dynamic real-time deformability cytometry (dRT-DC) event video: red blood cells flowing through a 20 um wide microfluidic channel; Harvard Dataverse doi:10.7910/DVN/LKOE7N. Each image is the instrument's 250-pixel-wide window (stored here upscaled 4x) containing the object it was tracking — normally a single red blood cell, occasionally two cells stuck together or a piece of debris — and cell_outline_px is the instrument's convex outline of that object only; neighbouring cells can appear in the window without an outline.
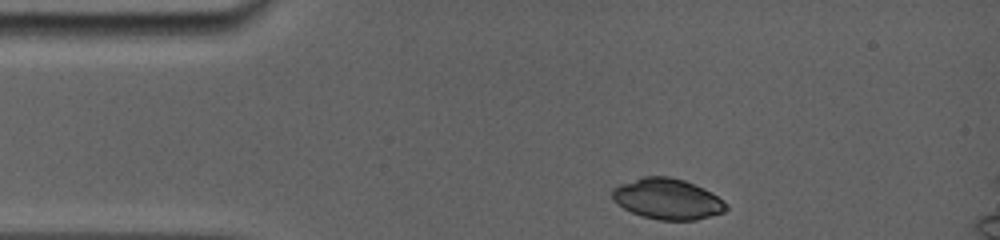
{"species": "common noctule bat (a hibernating species)", "species_latin": "Nyctalus noctula", "temperature_condition": "room temperature", "stored_images_in_passage": 16, "camera_frame_rate_fps": 5000, "um_per_image_px": 0.085, "animal": {"sex": "female", "body_mass_g": 19.0, "forearm_length_mm": 56.7}, "frame": {"image": 1, "passage_image": 1, "time_ms": 0.0, "image_size_px": [1000, 240], "cell_outline_px": [[728, 208], [724, 212], [696, 220], [660, 220], [644, 216], [632, 212], [616, 204], [612, 200], [612, 188], [620, 184], [644, 176], [668, 176], [684, 180], [704, 188], [712, 192], [724, 200], [728, 204]], "centroid_in_image_um": [56.75, 16.91], "position_along_channel_um": 28.3, "area_um2": 27.17}}
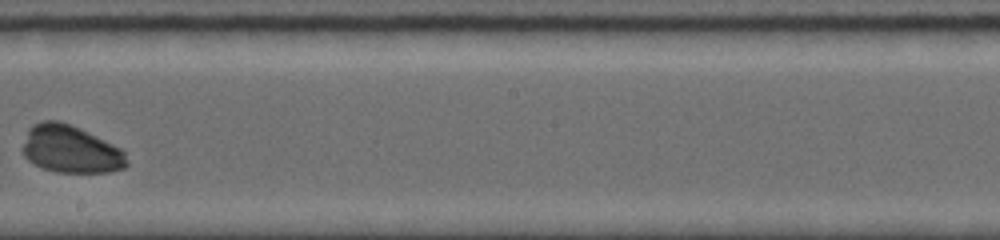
{"frame": {"image": 2, "passage_image": 10, "time_ms": 6.8, "image_size_px": [1000, 240], "cell_outline_px": [[128, 164], [124, 168], [108, 172], [56, 172], [44, 168], [28, 160], [24, 156], [20, 148], [28, 128], [32, 124], [40, 120], [60, 120], [72, 124], [120, 148], [124, 152]], "centroid_in_image_um": [5.95, 12.66], "position_along_channel_um": 242.3, "area_um2": 29.07}}
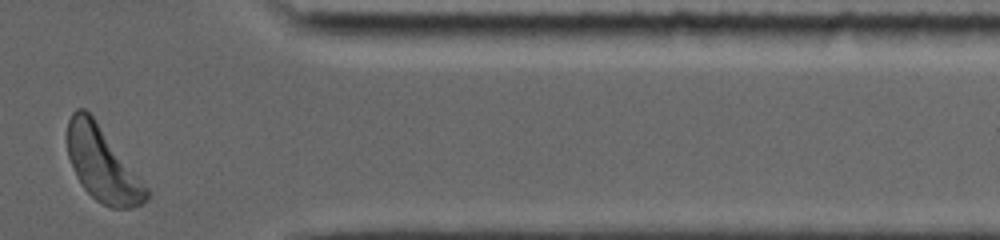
{"frame": {"image": 3, "passage_image": 16, "time_ms": 11.2, "image_size_px": [1000, 240], "cell_outline_px": [[152, 192], [148, 200], [132, 208], [112, 208], [96, 200], [84, 188], [68, 156], [68, 120], [72, 112], [76, 108], [84, 108], [92, 116]], "centroid_in_image_um": [8.74, 13.99], "position_along_channel_um": 402.7, "area_um2": 33.58}, "authors_computed_cell_mechanics": {"area_um2": 29.767, "velocity_mm_per_s": 3.8316, "shape_relaxation_time_tau1_ms": 3.1752, "shape_relaxation_time_tau2_ms": 7.9388, "deformation_change_tau1": 0.1973, "deformation_change_tau2": 0.1238}}